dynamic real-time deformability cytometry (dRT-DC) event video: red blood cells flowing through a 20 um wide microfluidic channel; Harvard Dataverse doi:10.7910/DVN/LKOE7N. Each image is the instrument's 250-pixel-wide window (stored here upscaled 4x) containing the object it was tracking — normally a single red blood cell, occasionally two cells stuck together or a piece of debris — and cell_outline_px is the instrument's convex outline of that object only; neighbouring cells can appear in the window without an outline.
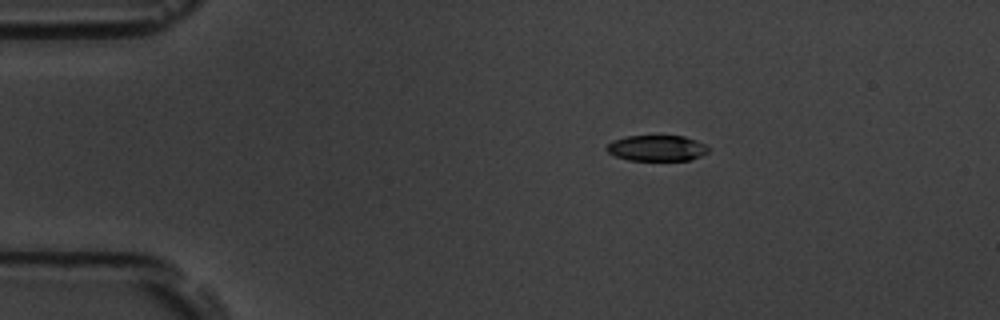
{"species": "common noctule bat (a hibernating species)", "species_latin": "Nyctalus noctula", "temperature_condition": "room temperature", "stored_images_in_passage": 46, "camera_frame_rate_fps": 3000, "um_per_image_px": 0.085, "animal": {"sex": "male", "body_mass_g": 19.5, "forearm_length_mm": 54.6}, "frame": {"image": 1, "passage_image": 1, "time_ms": 0.0, "image_size_px": [1000, 320], "cell_outline_px": [[708, 152], [700, 156], [688, 160], [628, 160], [616, 156], [608, 152], [604, 148], [612, 140], [628, 136], [684, 136], [696, 140], [704, 144], [708, 148]], "centroid_in_image_um": [55.8, 12.59], "position_along_channel_um": 29.2, "area_um2": 15.2}}
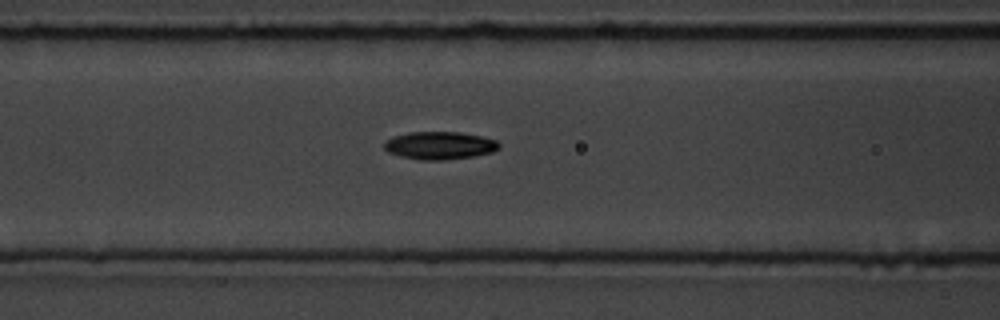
{"frame": {"image": 2, "passage_image": 14, "time_ms": 4.333, "image_size_px": [1000, 320], "cell_outline_px": [[500, 148], [492, 152], [472, 156], [440, 160], [420, 160], [400, 156], [388, 152], [384, 148], [384, 140], [392, 136], [408, 132], [460, 132], [480, 136], [496, 140], [500, 144]], "centroid_in_image_um": [37.33, 12.36], "position_along_channel_um": 129.3, "area_um2": 18.61}}
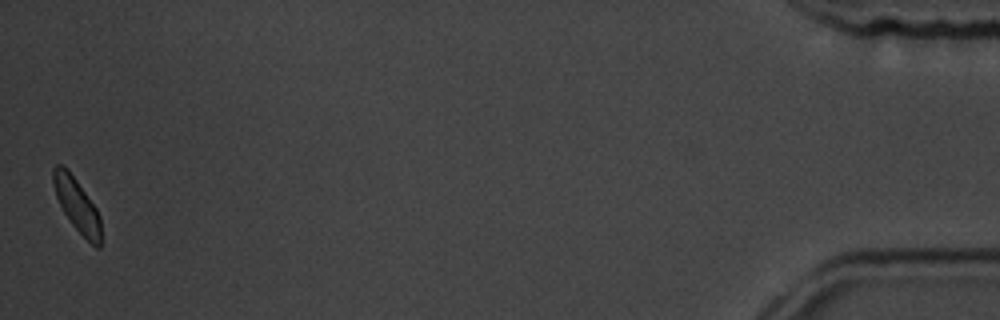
{"frame": {"image": 3, "passage_image": 46, "time_ms": 15.0, "image_size_px": [1000, 320], "cell_outline_px": [[100, 248], [96, 248], [72, 224], [64, 212], [56, 196], [52, 184], [52, 168], [56, 164], [64, 164], [68, 168], [96, 208], [100, 216]], "centroid_in_image_um": [6.5, 17.35], "position_along_channel_um": 428.7, "area_um2": 14.74}, "authors_computed_cell_mechanics": {"area_um2": 17.1088, "velocity_mm_per_s": 3.6353, "shape_relaxation_time_tau1_ms": 2.8295, "shape_relaxation_time_tau2_ms": null, "deformation_change_tau1": 0.1348, "deformation_change_tau2": null}}